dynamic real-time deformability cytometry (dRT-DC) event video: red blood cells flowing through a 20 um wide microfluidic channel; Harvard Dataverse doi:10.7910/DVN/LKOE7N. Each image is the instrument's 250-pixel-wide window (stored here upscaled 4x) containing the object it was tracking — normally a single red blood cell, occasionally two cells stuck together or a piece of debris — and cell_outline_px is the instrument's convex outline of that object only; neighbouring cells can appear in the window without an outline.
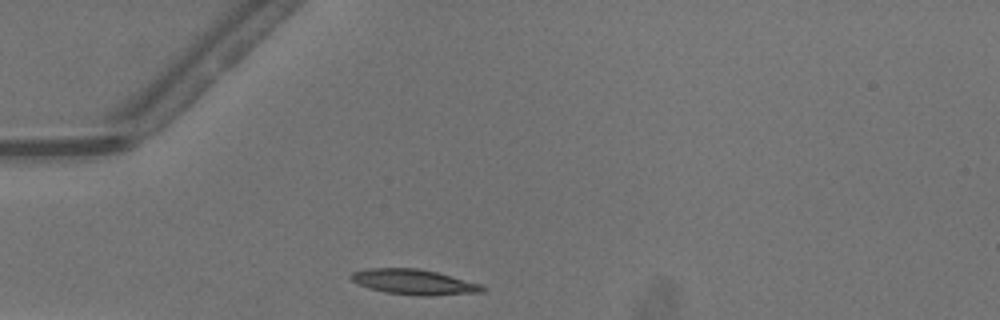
{"species": "common noctule bat (a hibernating species)", "species_latin": "Nyctalus noctula", "temperature_condition": "warm", "stored_images_in_passage": 25, "camera_frame_rate_fps": 3000, "um_per_image_px": 0.085, "animal": {"sex": "male", "body_mass_g": 13.3}, "frame": {"image": 1, "passage_image": 1, "time_ms": 0.0, "image_size_px": [1000, 320], "cell_outline_px": [[488, 288], [484, 292], [428, 296], [420, 296], [384, 292], [368, 288], [356, 284], [348, 276], [352, 272], [368, 268], [416, 268], [436, 272], [484, 284]], "centroid_in_image_um": [35.21, 23.97], "position_along_channel_um": 49.8, "area_um2": 19.65}}
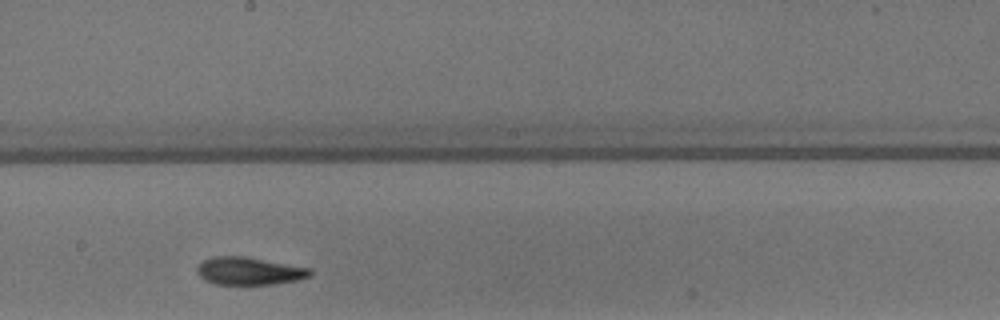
{"frame": {"image": 2, "passage_image": 15, "time_ms": 4.667, "image_size_px": [1000, 320], "cell_outline_px": [[312, 272], [308, 276], [296, 280], [272, 284], [216, 284], [204, 280], [196, 272], [196, 268], [204, 260], [212, 256], [244, 256], [312, 268]], "centroid_in_image_um": [21.15, 23.03], "position_along_channel_um": 227.0, "area_um2": 18.15}}
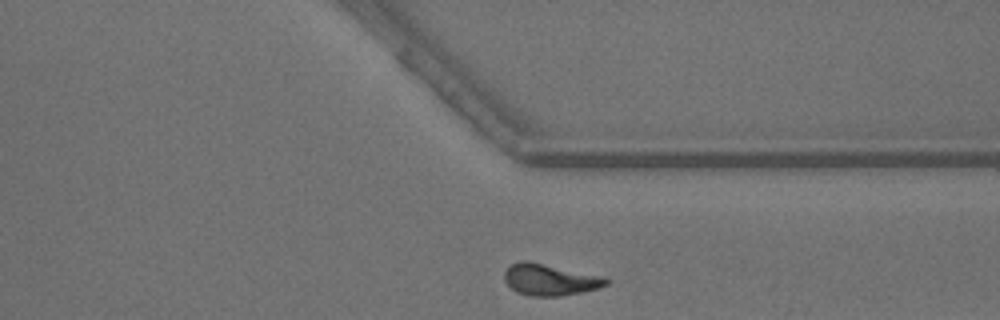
{"frame": {"image": 3, "passage_image": 25, "time_ms": 8.0, "image_size_px": [1000, 320], "cell_outline_px": [[608, 284], [600, 288], [560, 296], [532, 296], [516, 292], [504, 280], [504, 272], [512, 264], [520, 260], [528, 260], [604, 276], [608, 280]], "centroid_in_image_um": [46.75, 23.76], "position_along_channel_um": 364.7, "area_um2": 18.73}, "authors_computed_cell_mechanics": {"area_um2": 18.207, "velocity_mm_per_s": 4.1328, "shape_relaxation_time_tau1_ms": 4.5076, "shape_relaxation_time_tau2_ms": 4.2947, "deformation_change_tau1": 0.1775, "deformation_change_tau2": 0.1192}}